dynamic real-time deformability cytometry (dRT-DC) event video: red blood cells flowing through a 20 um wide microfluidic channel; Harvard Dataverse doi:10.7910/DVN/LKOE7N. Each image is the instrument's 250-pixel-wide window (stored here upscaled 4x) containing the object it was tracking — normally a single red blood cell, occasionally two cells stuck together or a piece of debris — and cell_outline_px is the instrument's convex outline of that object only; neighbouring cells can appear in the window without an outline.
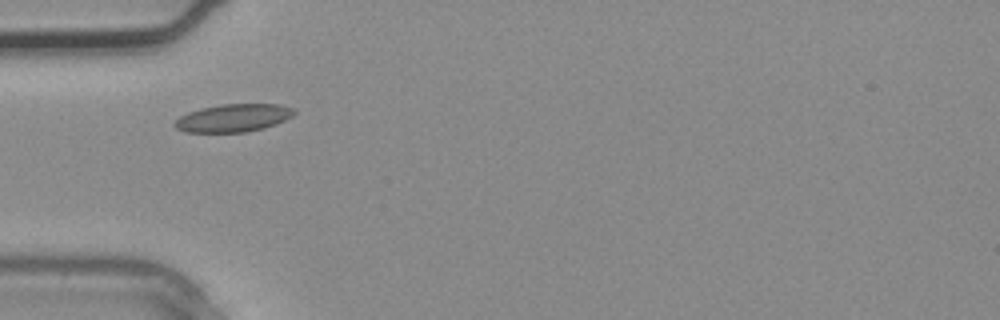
{"species": "common noctule bat (a hibernating species)", "species_latin": "Nyctalus noctula", "temperature_condition": "warm", "stored_images_in_passage": 3, "camera_frame_rate_fps": 3000, "um_per_image_px": 0.085, "animal": {"sex": "male", "body_mass_g": 20.4}, "frame": {"image": 1, "passage_image": 3, "time_ms": 0.667, "image_size_px": [1000, 320], "cell_outline_px": [[296, 112], [292, 116], [276, 124], [264, 128], [244, 132], [184, 132], [176, 128], [172, 124], [180, 116], [188, 112], [204, 108], [224, 104], [280, 104], [292, 108]], "centroid_in_image_um": [19.83, 10.03], "position_along_channel_um": 65.2, "area_um2": 19.25}}